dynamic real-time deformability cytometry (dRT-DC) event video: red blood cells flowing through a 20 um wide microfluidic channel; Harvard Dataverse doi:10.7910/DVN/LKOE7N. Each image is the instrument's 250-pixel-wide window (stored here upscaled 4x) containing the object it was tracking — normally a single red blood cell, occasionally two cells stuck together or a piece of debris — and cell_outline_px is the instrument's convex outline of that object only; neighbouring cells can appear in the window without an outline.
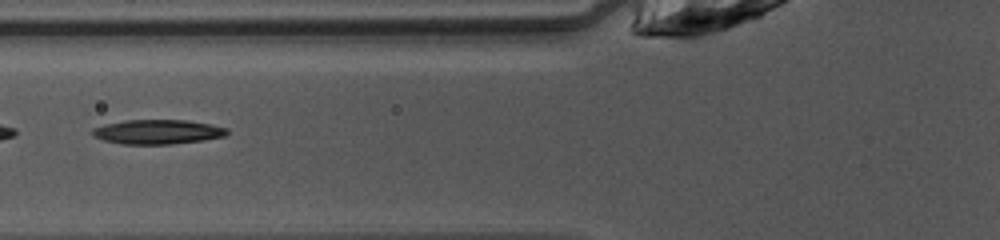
{"species": "common noctule bat (a hibernating species)", "species_latin": "Nyctalus noctula", "temperature_condition": "warm", "stored_images_in_passage": 45, "segment_of_instrument_passage": [2, 2], "camera_frame_rate_fps": 3000, "um_per_image_px": 0.085, "animal": {"sex": "female", "body_mass_g": 10.0, "forearm_length_mm": 53.1}, "frame": {"image": 1, "passage_image": 19, "time_ms": 6.0, "image_size_px": [1000, 240], "cell_outline_px": [[224, 132], [216, 136], [192, 140], [148, 144], [144, 144], [112, 140], [100, 136], [96, 132], [104, 128], [116, 124], [144, 120], [172, 120], [200, 124], [220, 128]], "centroid_in_image_um": [13.44, 11.19], "position_along_channel_um": 112.4, "area_um2": 15.61}}
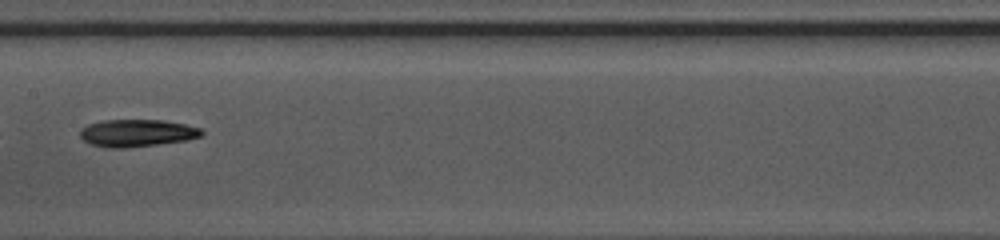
{"frame": {"image": 2, "passage_image": 25, "time_ms": 8.0, "image_size_px": [1000, 240], "cell_outline_px": [[200, 132], [196, 136], [176, 140], [144, 144], [100, 144], [88, 140], [84, 136], [84, 132], [88, 128], [100, 124], [120, 120], [144, 120], [176, 124], [196, 128]], "centroid_in_image_um": [11.73, 11.25], "position_along_channel_um": 195.7, "area_um2": 15.43}}